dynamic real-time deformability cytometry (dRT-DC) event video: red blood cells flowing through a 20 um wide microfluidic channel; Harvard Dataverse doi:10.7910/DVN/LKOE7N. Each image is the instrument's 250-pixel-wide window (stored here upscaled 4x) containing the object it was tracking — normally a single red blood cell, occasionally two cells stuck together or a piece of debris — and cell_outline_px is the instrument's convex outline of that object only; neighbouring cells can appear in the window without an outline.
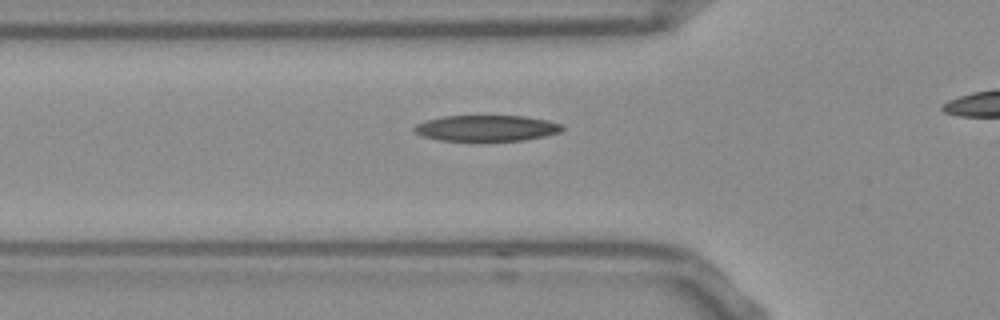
{"species": "Egyptian fruit bat (a non-hibernating species)", "species_latin": "Rousettus aegyptiacus", "temperature_condition": "room temperature", "stored_images_in_passage": 30, "camera_frame_rate_fps": 3000, "um_per_image_px": 0.085, "frame": {"image": 1, "passage_image": 5, "time_ms": 1.333, "image_size_px": [1000, 320], "cell_outline_px": [[564, 128], [560, 132], [544, 136], [524, 140], [440, 140], [424, 136], [412, 132], [412, 128], [416, 124], [428, 120], [444, 116], [524, 116], [548, 120], [560, 124]], "centroid_in_image_um": [41.34, 10.88], "position_along_channel_um": 84.5, "area_um2": 22.14}}
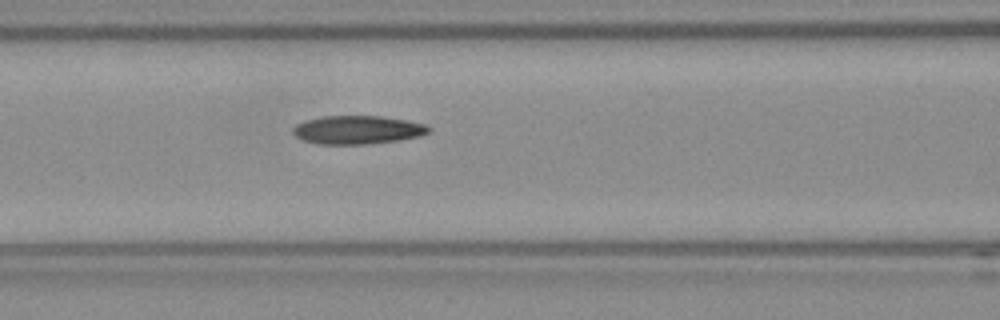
{"frame": {"image": 2, "passage_image": 9, "time_ms": 2.667, "image_size_px": [1000, 320], "cell_outline_px": [[432, 128], [428, 132], [420, 136], [400, 140], [364, 144], [320, 144], [304, 140], [296, 136], [292, 132], [292, 128], [296, 124], [304, 120], [324, 116], [384, 116], [408, 120], [428, 124]], "centroid_in_image_um": [30.42, 11.02], "position_along_channel_um": 136.2, "area_um2": 22.66}}